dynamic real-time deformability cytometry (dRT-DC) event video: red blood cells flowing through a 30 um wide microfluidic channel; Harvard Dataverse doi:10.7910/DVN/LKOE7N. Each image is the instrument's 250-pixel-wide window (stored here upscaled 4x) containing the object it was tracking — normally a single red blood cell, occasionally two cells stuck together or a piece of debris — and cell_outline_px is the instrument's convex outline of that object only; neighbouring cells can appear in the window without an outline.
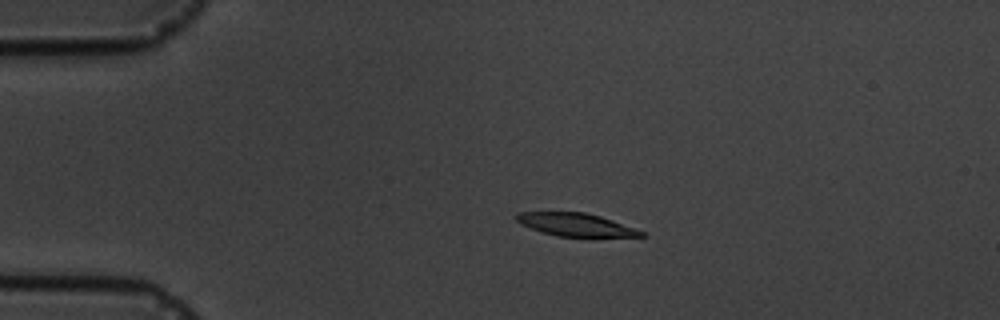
{"species": "common noctule bat (a hibernating species)", "species_latin": "Nyctalus noctula", "temperature_condition": "cold", "stored_images_in_passage": 2, "camera_frame_rate_fps": 3000, "um_per_image_px": 0.085, "animal": {"sex": "male", "body_mass_g": 19.5, "forearm_length_mm": 54.6}, "frame": {"image": 1, "passage_image": 1, "time_ms": 0.0, "image_size_px": [1000, 320], "cell_outline_px": [[648, 236], [596, 240], [592, 240], [556, 236], [540, 232], [520, 224], [516, 220], [516, 216], [520, 212], [584, 212], [600, 216], [636, 228], [644, 232]], "centroid_in_image_um": [49.08, 19.18], "position_along_channel_um": 35.9, "area_um2": 17.92}}